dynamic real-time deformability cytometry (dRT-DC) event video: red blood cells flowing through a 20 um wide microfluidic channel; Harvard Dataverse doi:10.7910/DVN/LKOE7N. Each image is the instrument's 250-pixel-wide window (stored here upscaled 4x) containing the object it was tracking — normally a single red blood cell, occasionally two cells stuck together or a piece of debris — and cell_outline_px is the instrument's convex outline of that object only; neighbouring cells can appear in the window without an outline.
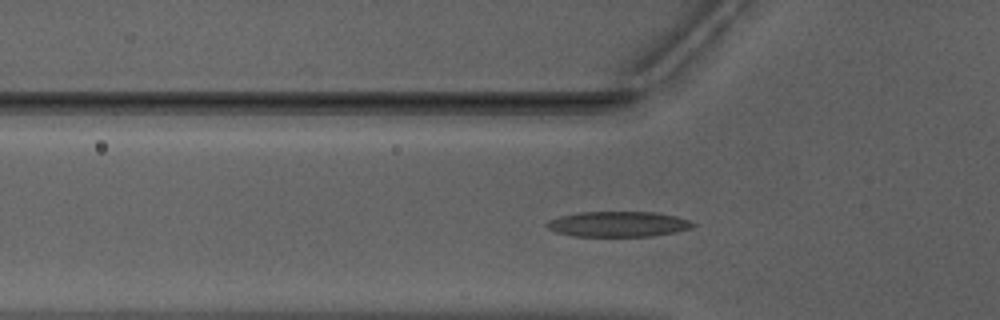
{"species": "Egyptian fruit bat (a non-hibernating species)", "species_latin": "Rousettus aegyptiacus", "temperature_condition": "warm", "stored_images_in_passage": 50, "camera_frame_rate_fps": 3000, "um_per_image_px": 0.085, "animal": {"sex": "male"}, "frame": {"image": 1, "passage_image": 14, "time_ms": 4.333, "image_size_px": [1000, 320], "cell_outline_px": [[696, 224], [692, 228], [676, 232], [652, 236], [572, 236], [556, 232], [548, 228], [544, 224], [548, 220], [560, 216], [580, 212], [656, 212], [676, 216], [688, 220]], "centroid_in_image_um": [52.54, 19.05], "position_along_channel_um": 73.3, "area_um2": 21.68}}
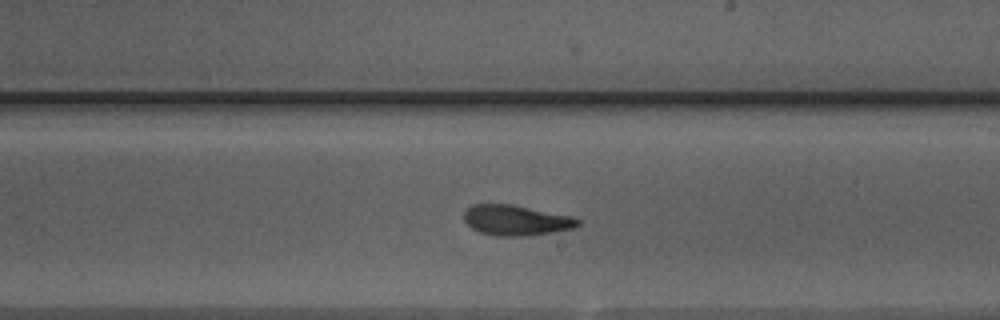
{"frame": {"image": 2, "passage_image": 27, "time_ms": 8.667, "image_size_px": [1000, 320], "cell_outline_px": [[580, 224], [572, 228], [552, 232], [524, 236], [496, 236], [480, 232], [472, 228], [464, 220], [464, 212], [472, 204], [512, 204], [572, 216], [580, 220]], "centroid_in_image_um": [43.85, 18.71], "position_along_channel_um": 245.1, "area_um2": 20.06}}
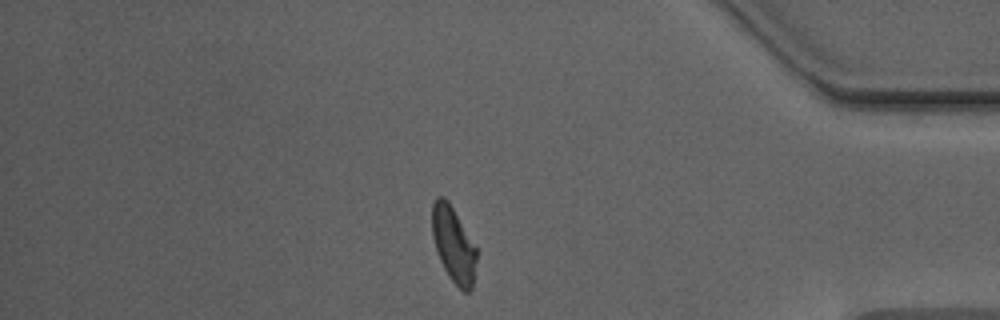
{"frame": {"image": 3, "passage_image": 41, "time_ms": 13.333, "image_size_px": [1000, 320], "cell_outline_px": [[476, 260], [472, 292], [464, 292], [448, 276], [440, 260], [432, 236], [432, 204], [436, 196], [444, 196], [448, 200], [476, 248]], "centroid_in_image_um": [38.53, 20.79], "position_along_channel_um": 396.7, "area_um2": 19.36}, "authors_computed_cell_mechanics": {"area_um2": 20.1722, "velocity_mm_per_s": 3.9574, "shape_relaxation_time_tau1_ms": 4.6304, "shape_relaxation_time_tau2_ms": 2.2351, "deformation_change_tau1": 0.1901, "deformation_change_tau2": 0.1048}}